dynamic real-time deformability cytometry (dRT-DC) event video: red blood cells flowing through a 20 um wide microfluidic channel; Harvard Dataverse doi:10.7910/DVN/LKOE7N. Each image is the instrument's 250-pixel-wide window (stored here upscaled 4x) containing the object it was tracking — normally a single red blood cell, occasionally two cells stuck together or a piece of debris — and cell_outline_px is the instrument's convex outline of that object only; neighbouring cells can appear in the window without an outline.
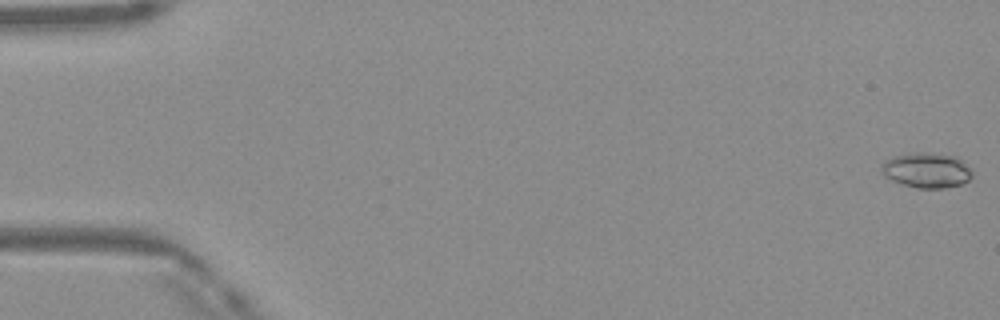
{"species": "Egyptian fruit bat (a non-hibernating species)", "species_latin": "Rousettus aegyptiacus", "temperature_condition": "warm", "stored_images_in_passage": 49, "camera_frame_rate_fps": 3000, "um_per_image_px": 0.085, "frame": {"image": 1, "passage_image": 1, "time_ms": 0.0, "image_size_px": [1000, 320], "cell_outline_px": [[972, 176], [968, 180], [960, 184], [944, 188], [916, 188], [892, 180], [884, 176], [880, 168], [880, 164], [884, 160], [892, 156], [916, 152], [928, 152], [956, 156], [972, 172]], "centroid_in_image_um": [78.71, 14.46], "position_along_channel_um": 6.3, "area_um2": 18.55}}
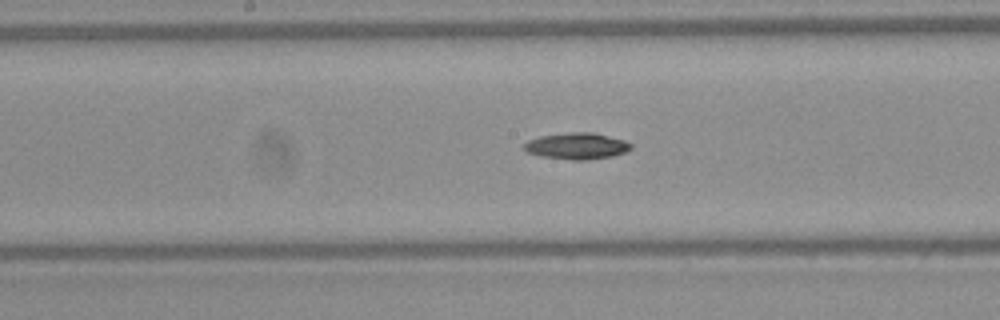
{"frame": {"image": 2, "passage_image": 26, "time_ms": 8.333, "image_size_px": [1000, 320], "cell_outline_px": [[632, 148], [624, 152], [612, 156], [588, 160], [572, 160], [540, 156], [524, 152], [524, 144], [528, 140], [540, 136], [568, 132], [592, 132], [624, 140], [632, 144]], "centroid_in_image_um": [49.0, 12.41], "position_along_channel_um": 199.2, "area_um2": 16.53}}
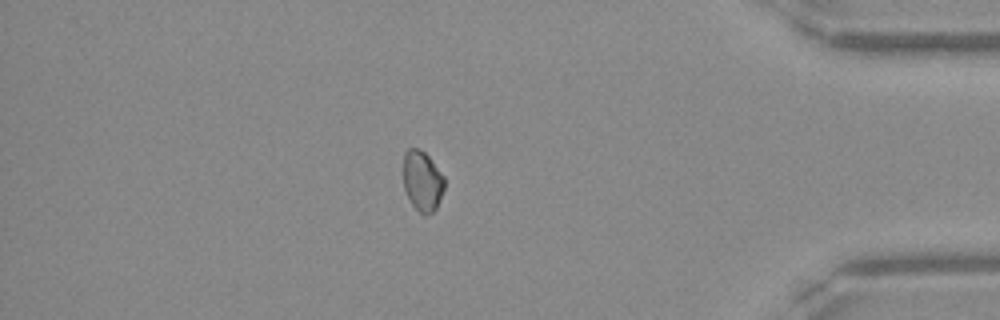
{"frame": {"image": 3, "passage_image": 43, "time_ms": 14.0, "image_size_px": [1000, 320], "cell_outline_px": [[444, 188], [436, 208], [432, 212], [424, 216], [412, 204], [404, 188], [404, 152], [408, 148], [420, 148], [428, 156], [444, 176]], "centroid_in_image_um": [35.9, 15.36], "position_along_channel_um": 399.3, "area_um2": 14.28}, "authors_computed_cell_mechanics": {"area_um2": 15.895, "velocity_mm_per_s": 4.1622, "shape_relaxation_time_tau1_ms": 8.2292, "shape_relaxation_time_tau2_ms": null, "deformation_change_tau1": 0.1714, "deformation_change_tau2": null}}